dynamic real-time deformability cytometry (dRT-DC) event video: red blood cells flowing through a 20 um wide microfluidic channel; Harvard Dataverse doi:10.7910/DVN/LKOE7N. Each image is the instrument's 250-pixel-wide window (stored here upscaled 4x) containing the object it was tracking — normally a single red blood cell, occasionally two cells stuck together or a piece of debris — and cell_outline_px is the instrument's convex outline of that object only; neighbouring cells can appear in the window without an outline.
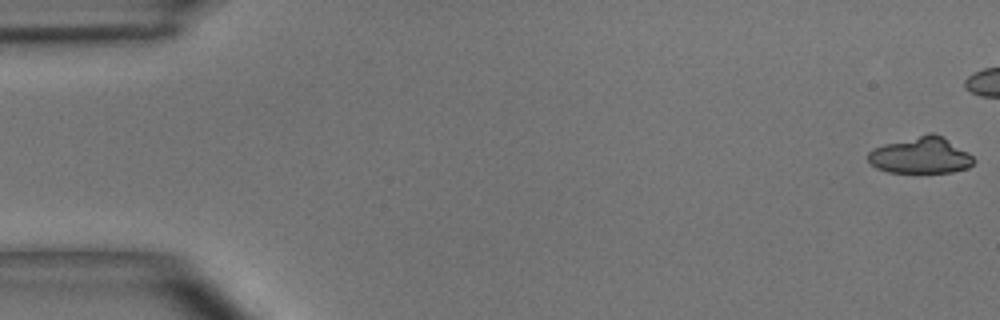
{"species": "common noctule bat (a hibernating species)", "species_latin": "Nyctalus noctula", "temperature_condition": "room temperature", "stored_images_in_passage": 5, "segment_of_instrument_passage": [2, 2], "camera_frame_rate_fps": 3000, "um_per_image_px": 0.085, "animal": {"sex": "male", "body_mass_g": 15.6}, "frame": {"image": 1, "passage_image": 5, "time_ms": 5.667, "image_size_px": [1000, 320], "cell_outline_px": [[976, 160], [968, 168], [952, 172], [888, 172], [876, 168], [868, 160], [868, 152], [872, 148], [884, 144], [928, 132], [932, 132], [944, 136], [968, 152]], "centroid_in_image_um": [78.27, 13.19], "position_along_channel_um": 6.7, "area_um2": 22.6}}